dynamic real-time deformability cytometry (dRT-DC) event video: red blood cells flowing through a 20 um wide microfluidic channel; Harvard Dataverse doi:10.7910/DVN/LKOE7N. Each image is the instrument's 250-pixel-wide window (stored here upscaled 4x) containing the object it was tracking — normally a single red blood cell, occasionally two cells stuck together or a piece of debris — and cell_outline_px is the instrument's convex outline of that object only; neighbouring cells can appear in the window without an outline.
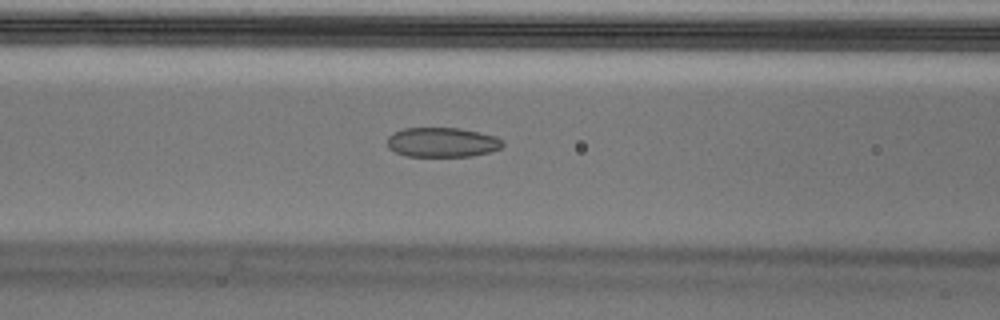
{"species": "Egyptian fruit bat (a non-hibernating species)", "species_latin": "Rousettus aegyptiacus", "temperature_condition": "cold", "stored_images_in_passage": 54, "camera_frame_rate_fps": 3000, "um_per_image_px": 0.085, "animal": {"sex": "male"}, "frame": {"image": 1, "passage_image": 22, "time_ms": 7.0, "image_size_px": [1000, 320], "cell_outline_px": [[504, 144], [500, 148], [492, 152], [472, 156], [404, 156], [388, 148], [388, 136], [392, 132], [404, 128], [460, 128], [496, 136], [504, 140]], "centroid_in_image_um": [37.6, 12.09], "position_along_channel_um": 129.0, "area_um2": 20.11}}
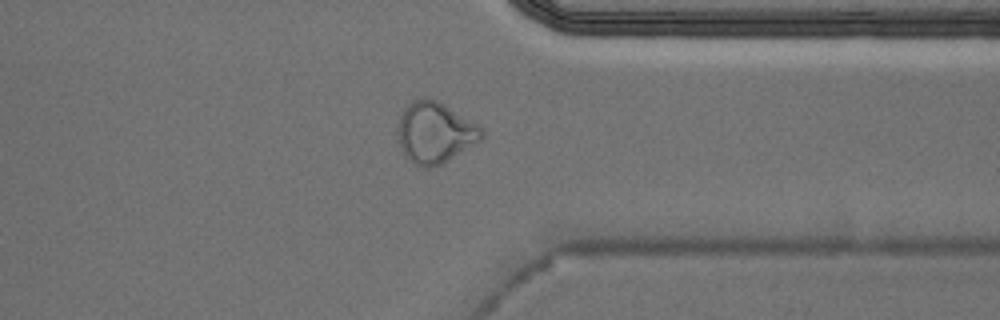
{"frame": {"image": 2, "passage_image": 42, "time_ms": 13.667, "image_size_px": [1000, 320], "cell_outline_px": [[484, 136], [480, 140], [444, 164], [432, 168], [420, 168], [412, 164], [408, 160], [396, 136], [396, 128], [400, 112], [412, 100], [420, 96], [436, 100], [444, 104], [484, 128]], "centroid_in_image_um": [36.93, 11.28], "position_along_channel_um": 374.5, "area_um2": 30.52}}
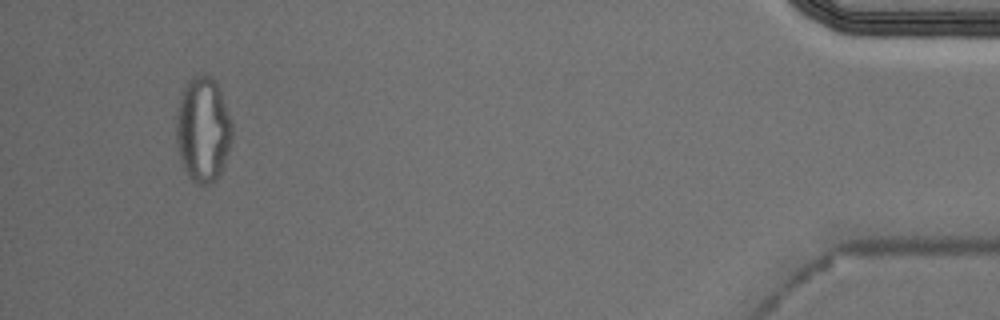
{"frame": {"image": 3, "passage_image": 51, "time_ms": 16.667, "image_size_px": [1000, 320], "cell_outline_px": [[232, 140], [224, 164], [216, 180], [208, 184], [196, 184], [188, 176], [180, 160], [176, 140], [176, 112], [184, 88], [188, 80], [204, 72], [212, 76], [216, 80], [232, 124]], "centroid_in_image_um": [17.25, 11.0], "position_along_channel_um": 418.0, "area_um2": 34.33}}